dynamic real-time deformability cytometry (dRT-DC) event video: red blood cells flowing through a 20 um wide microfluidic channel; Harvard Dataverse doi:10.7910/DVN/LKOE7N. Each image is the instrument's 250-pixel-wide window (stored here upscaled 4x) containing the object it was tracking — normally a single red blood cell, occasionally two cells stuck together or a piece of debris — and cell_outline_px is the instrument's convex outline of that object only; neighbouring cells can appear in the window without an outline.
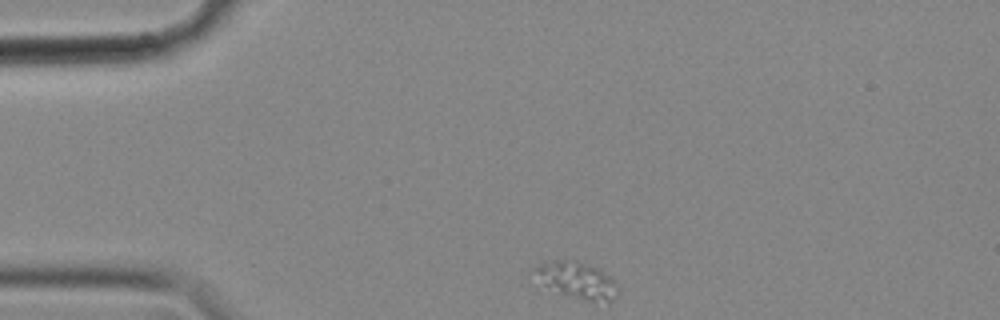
{"species": "common noctule bat (a hibernating species)", "species_latin": "Nyctalus noctula", "temperature_condition": "cold", "stored_images_in_passage": 38, "camera_frame_rate_fps": 3000, "um_per_image_px": 0.085, "animal": {"sex": "female", "body_mass_g": 18.4}, "frame": {"image": 1, "passage_image": 1, "time_ms": 0.0, "image_size_px": [1000, 320], "cell_outline_px": [[616, 284], [612, 300], [592, 304], [536, 288], [528, 284], [528, 272], [532, 268], [540, 264], [552, 260], [576, 260], [600, 268]], "centroid_in_image_um": [48.71, 23.86], "position_along_channel_um": 36.3, "area_um2": 19.71}}
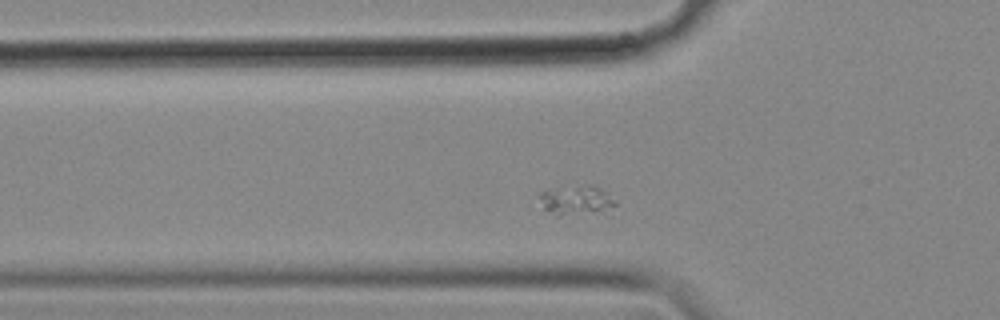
{"frame": {"image": 2, "passage_image": 8, "time_ms": 2.333, "image_size_px": [1000, 320], "cell_outline_px": [[616, 204], [592, 212], [560, 216], [556, 216], [544, 208], [536, 196], [540, 192], [556, 188], [592, 184], [596, 184], [616, 200]], "centroid_in_image_um": [48.91, 16.98], "position_along_channel_um": 76.9, "area_um2": 12.83}}
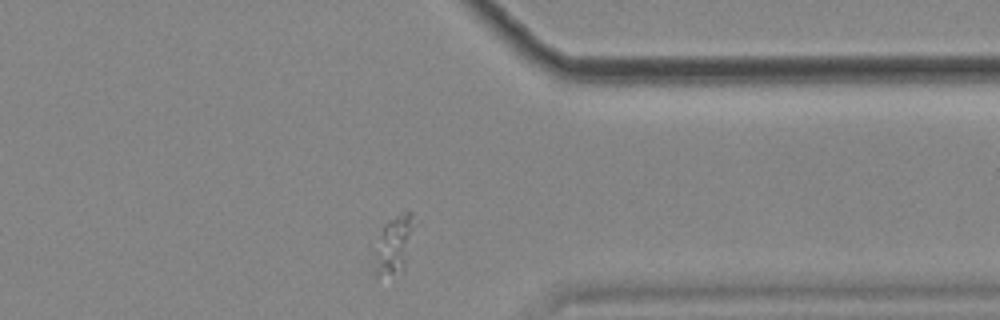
{"frame": {"image": 3, "passage_image": 35, "time_ms": 11.333, "image_size_px": [1000, 320], "cell_outline_px": [[412, 228], [404, 268], [392, 272], [376, 276], [372, 248], [384, 224], [388, 220], [396, 216], [408, 212], [412, 212]], "centroid_in_image_um": [33.38, 20.78], "position_along_channel_um": 378.0, "area_um2": 12.83}}